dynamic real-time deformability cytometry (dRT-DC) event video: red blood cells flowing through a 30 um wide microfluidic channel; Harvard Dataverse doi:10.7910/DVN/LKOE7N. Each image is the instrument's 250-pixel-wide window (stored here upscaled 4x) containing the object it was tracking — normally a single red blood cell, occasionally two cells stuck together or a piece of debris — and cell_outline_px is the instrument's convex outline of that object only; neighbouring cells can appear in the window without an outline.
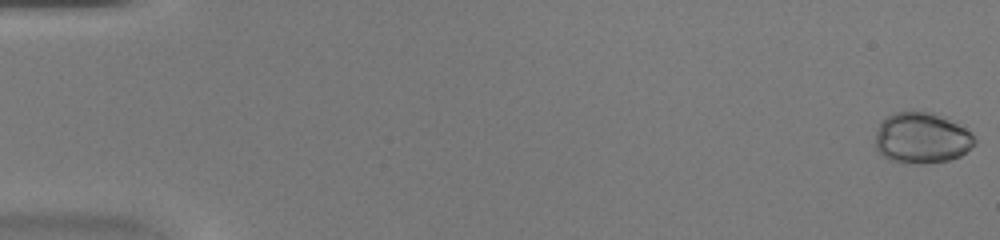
{"species": "common noctule bat (a hibernating species)", "species_latin": "Nyctalus noctula", "temperature_condition": "warm", "stored_images_in_passage": 46, "camera_frame_rate_fps": 3000, "um_per_image_px": 0.085, "animal": {"sex": "female", "body_mass_g": 20.0, "forearm_length_mm": 54.0}, "frame": {"image": 1, "passage_image": 1, "time_ms": 0.0, "image_size_px": [1000, 240], "cell_outline_px": [[976, 140], [960, 156], [948, 160], [924, 164], [908, 164], [888, 160], [876, 148], [876, 132], [880, 124], [888, 116], [896, 112], [912, 108], [932, 112], [972, 132]], "centroid_in_image_um": [78.31, 11.72], "position_along_channel_um": 6.7, "area_um2": 29.59}}
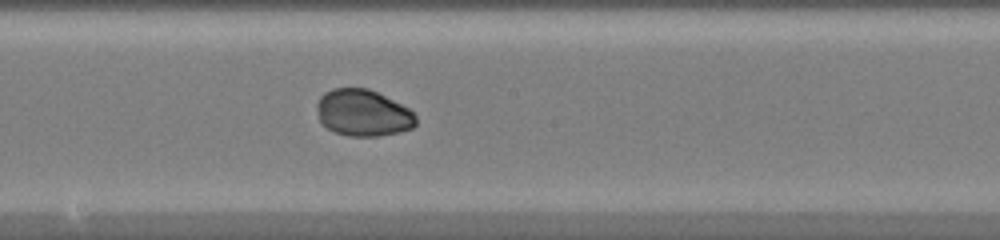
{"frame": {"image": 2, "passage_image": 26, "time_ms": 8.333, "image_size_px": [1000, 240], "cell_outline_px": [[416, 124], [412, 128], [396, 132], [376, 136], [348, 136], [336, 132], [328, 128], [320, 120], [316, 108], [316, 104], [320, 96], [324, 92], [332, 88], [368, 88], [408, 108], [416, 116]], "centroid_in_image_um": [30.83, 9.59], "position_along_channel_um": 217.4, "area_um2": 26.65}}
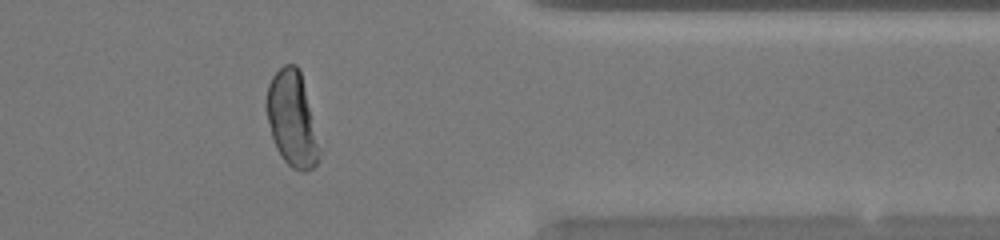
{"frame": {"image": 3, "passage_image": 38, "time_ms": 12.333, "image_size_px": [1000, 240], "cell_outline_px": [[324, 152], [316, 164], [312, 168], [304, 172], [300, 172], [292, 168], [284, 160], [276, 148], [272, 136], [264, 108], [264, 100], [268, 84], [272, 76], [284, 64], [296, 64], [300, 68]], "centroid_in_image_um": [24.87, 10.13], "position_along_channel_um": 386.5, "area_um2": 30.52}}